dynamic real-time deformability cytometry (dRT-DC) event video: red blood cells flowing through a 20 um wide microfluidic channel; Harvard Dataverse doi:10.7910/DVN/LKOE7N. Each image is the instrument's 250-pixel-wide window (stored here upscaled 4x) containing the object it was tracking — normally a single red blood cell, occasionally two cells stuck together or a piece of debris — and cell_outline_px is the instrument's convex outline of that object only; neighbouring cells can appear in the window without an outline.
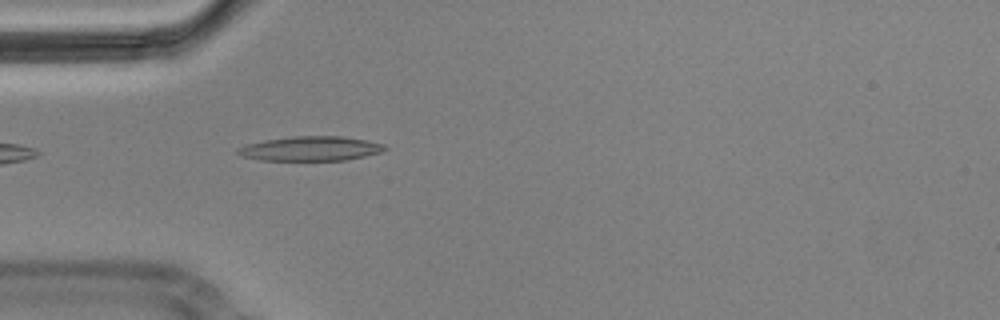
{"species": "Egyptian fruit bat (a non-hibernating species)", "species_latin": "Rousettus aegyptiacus", "temperature_condition": "cold", "stored_images_in_passage": 1, "camera_frame_rate_fps": 3000, "um_per_image_px": 0.085, "animal": {"sex": "male"}, "frame": {"image": 1, "passage_image": 1, "time_ms": 0.0, "image_size_px": [1000, 320], "cell_outline_px": [[388, 148], [380, 152], [364, 156], [344, 160], [260, 160], [240, 156], [236, 152], [236, 148], [248, 144], [264, 140], [292, 136], [344, 136], [384, 144]], "centroid_in_image_um": [26.36, 12.63], "position_along_channel_um": 58.6, "area_um2": 20.92}}